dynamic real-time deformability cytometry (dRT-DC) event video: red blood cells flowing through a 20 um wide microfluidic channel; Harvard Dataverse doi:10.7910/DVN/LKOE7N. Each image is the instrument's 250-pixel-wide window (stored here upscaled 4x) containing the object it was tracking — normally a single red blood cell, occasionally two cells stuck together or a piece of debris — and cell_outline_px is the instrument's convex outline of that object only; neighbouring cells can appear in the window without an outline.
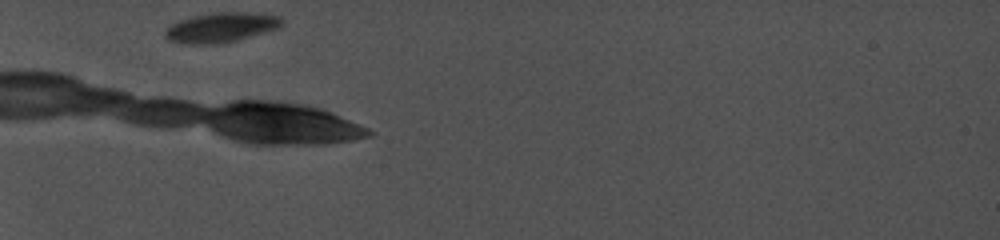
{"species": "common noctule bat (a hibernating species)", "species_latin": "Nyctalus noctula", "temperature_condition": "cold", "stored_images_in_passage": 5, "camera_frame_rate_fps": 5000, "um_per_image_px": 0.085, "animal": {"sex": "female", "body_mass_g": 19.0, "forearm_length_mm": 56.7}, "frame": {"image": 1, "passage_image": 1, "time_ms": 0.0, "image_size_px": [1000, 240], "cell_outline_px": [[284, 24], [280, 28], [236, 40], [216, 44], [192, 44], [168, 40], [164, 36], [164, 28], [180, 20], [192, 16], [212, 12], [244, 12], [280, 16], [284, 20]], "centroid_in_image_um": [18.79, 2.32], "position_along_channel_um": 66.2, "area_um2": 20.35}}
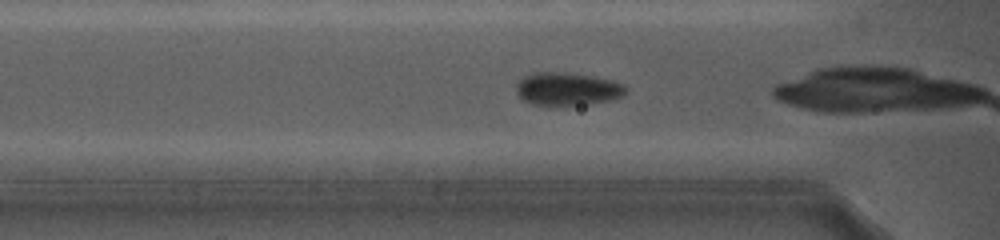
{"frame": {"image": 2, "passage_image": 3, "time_ms": 0.4, "image_size_px": [1000, 240], "cell_outline_px": [[628, 92], [620, 96], [608, 100], [580, 104], [532, 104], [520, 100], [516, 92], [516, 84], [524, 76], [532, 72], [564, 72], [592, 76], [612, 80], [624, 84], [628, 88]], "centroid_in_image_um": [48.19, 7.53], "position_along_channel_um": 118.4, "area_um2": 20.87}}